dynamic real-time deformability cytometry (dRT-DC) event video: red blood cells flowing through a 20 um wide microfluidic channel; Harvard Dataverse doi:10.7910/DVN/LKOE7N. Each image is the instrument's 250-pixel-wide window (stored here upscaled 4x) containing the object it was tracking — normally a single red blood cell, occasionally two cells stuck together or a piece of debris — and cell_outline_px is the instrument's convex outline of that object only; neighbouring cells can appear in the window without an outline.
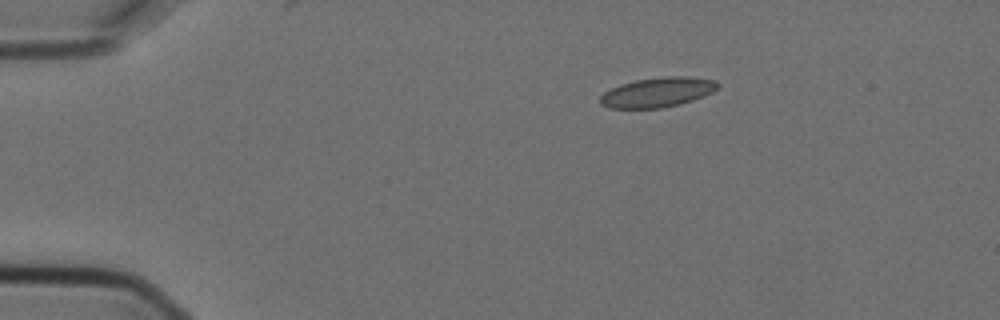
{"species": "Egyptian fruit bat (a non-hibernating species)", "species_latin": "Rousettus aegyptiacus", "temperature_condition": "cold", "stored_images_in_passage": 3, "camera_frame_rate_fps": 3000, "um_per_image_px": 0.085, "animal": {"sex": "female"}, "frame": {"image": 1, "passage_image": 1, "time_ms": 0.0, "image_size_px": [1000, 320], "cell_outline_px": [[720, 84], [712, 92], [704, 96], [680, 104], [660, 108], [608, 108], [600, 104], [600, 96], [604, 92], [620, 84], [636, 80], [664, 76], [688, 76], [716, 80]], "centroid_in_image_um": [55.89, 7.84], "position_along_channel_um": 29.1, "area_um2": 20.4}}
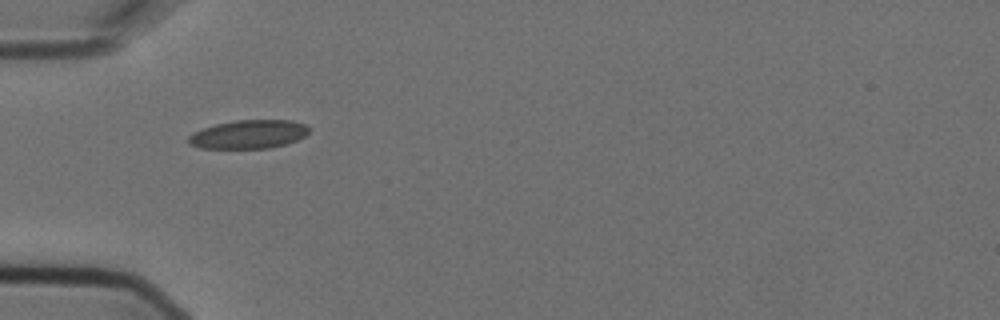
{"frame": {"image": 2, "passage_image": 3, "time_ms": 0.667, "image_size_px": [1000, 320], "cell_outline_px": [[308, 132], [304, 136], [296, 140], [284, 144], [268, 148], [200, 148], [188, 144], [188, 136], [204, 128], [216, 124], [236, 120], [292, 120], [304, 124], [308, 128]], "centroid_in_image_um": [21.12, 11.41], "position_along_channel_um": 63.9, "area_um2": 19.83}}